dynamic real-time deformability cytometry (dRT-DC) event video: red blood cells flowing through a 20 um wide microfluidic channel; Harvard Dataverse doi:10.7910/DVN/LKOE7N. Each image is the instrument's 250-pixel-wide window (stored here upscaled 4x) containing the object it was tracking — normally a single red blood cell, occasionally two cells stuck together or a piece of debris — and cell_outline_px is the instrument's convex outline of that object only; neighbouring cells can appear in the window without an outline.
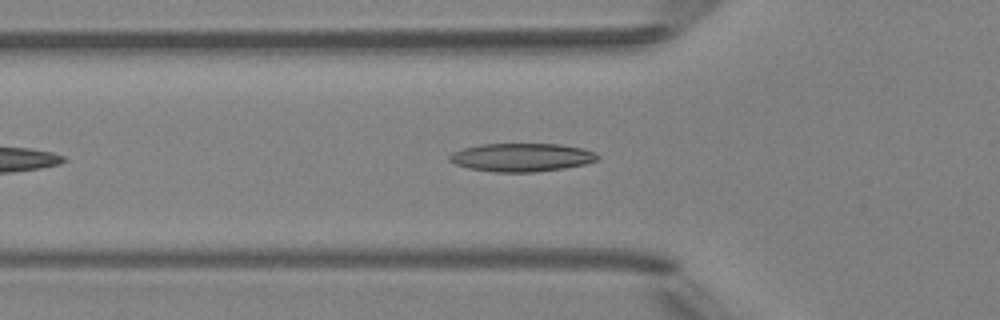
{"species": "Egyptian fruit bat (a non-hibernating species)", "species_latin": "Rousettus aegyptiacus", "temperature_condition": "room temperature", "stored_images_in_passage": 37, "camera_frame_rate_fps": 3000, "um_per_image_px": 0.085, "animal": {"sex": "female"}, "frame": {"image": 1, "passage_image": 7, "time_ms": 2.0, "image_size_px": [1000, 320], "cell_outline_px": [[600, 156], [596, 160], [584, 164], [564, 168], [536, 172], [492, 172], [468, 168], [456, 164], [448, 160], [448, 156], [452, 152], [464, 148], [480, 144], [560, 144], [584, 148], [596, 152]], "centroid_in_image_um": [44.34, 13.37], "position_along_channel_um": 81.5, "area_um2": 24.57}}
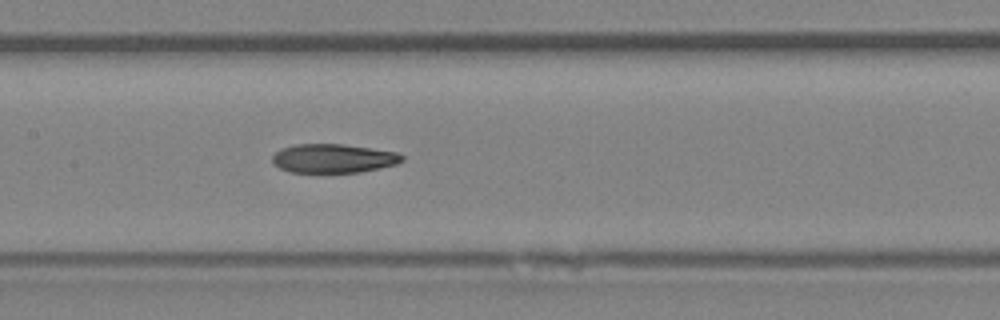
{"frame": {"image": 2, "passage_image": 14, "time_ms": 4.333, "image_size_px": [1000, 320], "cell_outline_px": [[404, 160], [396, 164], [380, 168], [360, 172], [288, 172], [280, 168], [272, 160], [272, 156], [280, 148], [296, 144], [344, 144], [400, 152], [404, 156]], "centroid_in_image_um": [28.37, 13.45], "position_along_channel_um": 179.0, "area_um2": 21.96}}
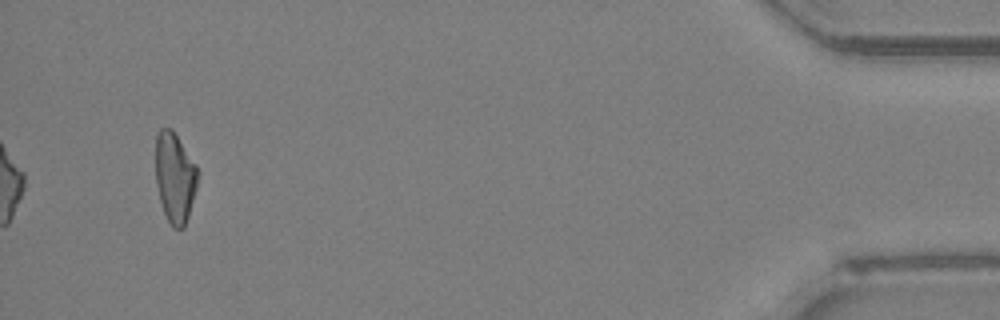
{"frame": {"image": 3, "passage_image": 37, "time_ms": 12.0, "image_size_px": [1000, 320], "cell_outline_px": [[200, 176], [188, 216], [184, 228], [172, 228], [164, 212], [160, 200], [156, 184], [156, 136], [160, 128], [172, 128], [196, 164], [200, 172]], "centroid_in_image_um": [14.88, 15.07], "position_along_channel_um": 420.3, "area_um2": 22.31}, "authors_computed_cell_mechanics": {"area_um2": 22.831, "velocity_mm_per_s": 4.1812, "shape_relaxation_time_tau1_ms": null, "shape_relaxation_time_tau2_ms": 4.7017, "deformation_change_tau1": null, "deformation_change_tau2": 0.1252}}